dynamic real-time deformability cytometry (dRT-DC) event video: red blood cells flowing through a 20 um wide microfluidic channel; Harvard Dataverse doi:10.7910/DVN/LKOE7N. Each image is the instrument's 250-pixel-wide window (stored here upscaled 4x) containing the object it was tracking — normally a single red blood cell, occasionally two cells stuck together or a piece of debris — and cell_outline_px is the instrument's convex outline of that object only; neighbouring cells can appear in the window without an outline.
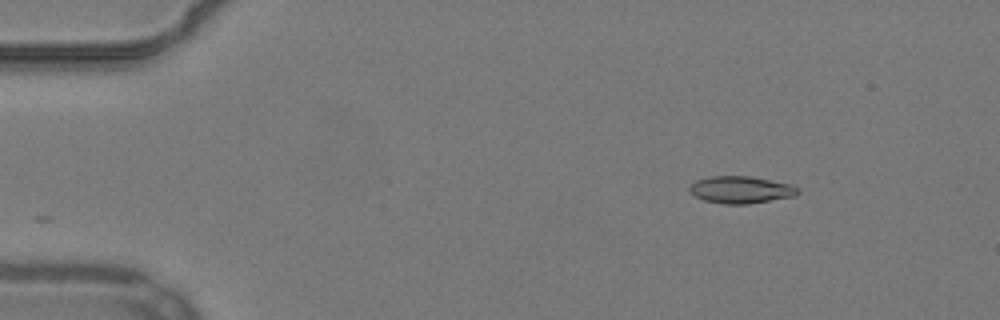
{"species": "common noctule bat (a hibernating species)", "species_latin": "Nyctalus noctula", "temperature_condition": "warm", "stored_images_in_passage": 47, "camera_frame_rate_fps": 3000, "um_per_image_px": 0.085, "animal": {"sex": "male", "body_mass_g": 19.2, "forearm_length_mm": 51.8}, "frame": {"image": 1, "passage_image": 1, "time_ms": 0.0, "image_size_px": [1000, 320], "cell_outline_px": [[800, 192], [796, 196], [748, 204], [724, 204], [704, 200], [696, 196], [688, 188], [696, 180], [708, 176], [752, 176], [792, 184], [800, 188]], "centroid_in_image_um": [63.03, 16.12], "position_along_channel_um": 22.0, "area_um2": 17.28}}
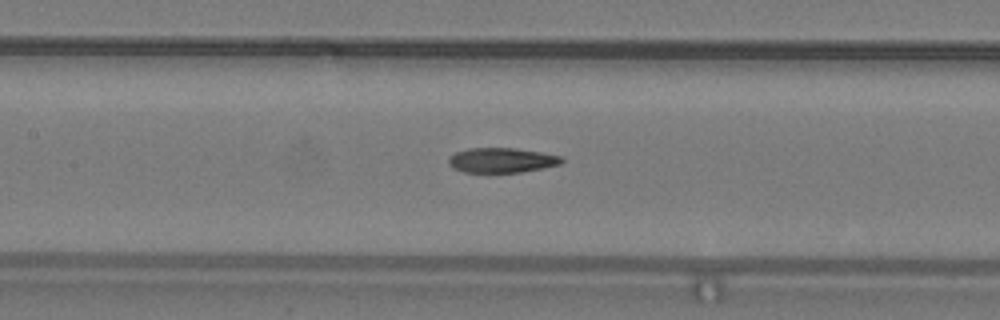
{"frame": {"image": 2, "passage_image": 19, "time_ms": 6.0, "image_size_px": [1000, 320], "cell_outline_px": [[564, 160], [560, 164], [544, 168], [520, 172], [464, 172], [452, 168], [448, 164], [448, 160], [456, 152], [468, 148], [516, 148], [540, 152], [560, 156]], "centroid_in_image_um": [42.64, 13.62], "position_along_channel_um": 164.8, "area_um2": 16.3}}
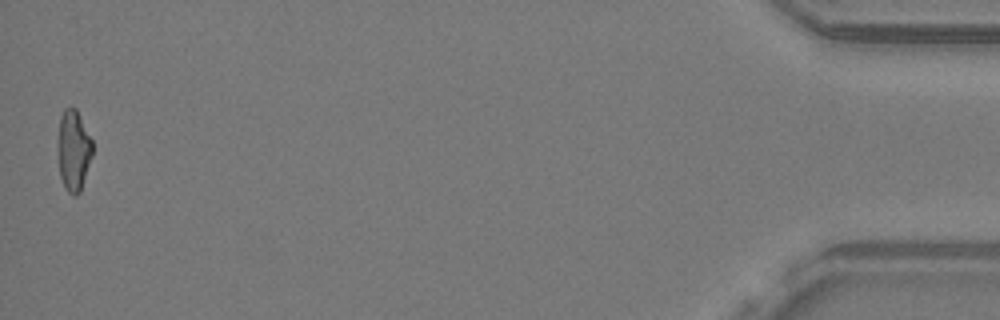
{"frame": {"image": 3, "passage_image": 47, "time_ms": 15.333, "image_size_px": [1000, 320], "cell_outline_px": [[92, 156], [80, 192], [76, 196], [72, 196], [64, 188], [60, 176], [60, 116], [64, 108], [76, 108], [92, 140]], "centroid_in_image_um": [6.29, 12.82], "position_along_channel_um": 428.9, "area_um2": 15.78}, "authors_computed_cell_mechanics": {"area_um2": 17.051, "velocity_mm_per_s": 3.8552, "shape_relaxation_time_tau1_ms": null, "shape_relaxation_time_tau2_ms": 3.3251, "deformation_change_tau1": null, "deformation_change_tau2": 0.1194}}